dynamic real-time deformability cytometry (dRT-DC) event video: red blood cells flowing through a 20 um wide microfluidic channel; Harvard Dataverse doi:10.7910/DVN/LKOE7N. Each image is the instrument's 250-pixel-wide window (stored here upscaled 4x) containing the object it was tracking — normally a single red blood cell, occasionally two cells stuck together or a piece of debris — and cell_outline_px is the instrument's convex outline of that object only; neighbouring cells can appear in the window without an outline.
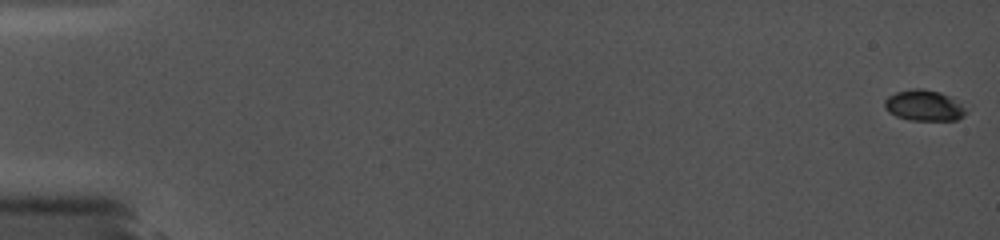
{"species": "common noctule bat (a hibernating species)", "species_latin": "Nyctalus noctula", "temperature_condition": "cold", "stored_images_in_passage": 4, "camera_frame_rate_fps": 5000, "um_per_image_px": 0.085, "animal": {"sex": "female", "body_mass_g": 19.0, "forearm_length_mm": 56.7}, "frame": {"image": 1, "passage_image": 1, "time_ms": 0.0, "image_size_px": [1000, 240], "cell_outline_px": [[964, 116], [956, 120], [908, 120], [896, 116], [888, 112], [884, 108], [884, 100], [888, 96], [896, 92], [912, 88], [920, 88], [940, 92], [948, 96], [960, 104], [964, 108]], "centroid_in_image_um": [78.47, 8.97], "position_along_channel_um": 6.5, "area_um2": 14.51}}